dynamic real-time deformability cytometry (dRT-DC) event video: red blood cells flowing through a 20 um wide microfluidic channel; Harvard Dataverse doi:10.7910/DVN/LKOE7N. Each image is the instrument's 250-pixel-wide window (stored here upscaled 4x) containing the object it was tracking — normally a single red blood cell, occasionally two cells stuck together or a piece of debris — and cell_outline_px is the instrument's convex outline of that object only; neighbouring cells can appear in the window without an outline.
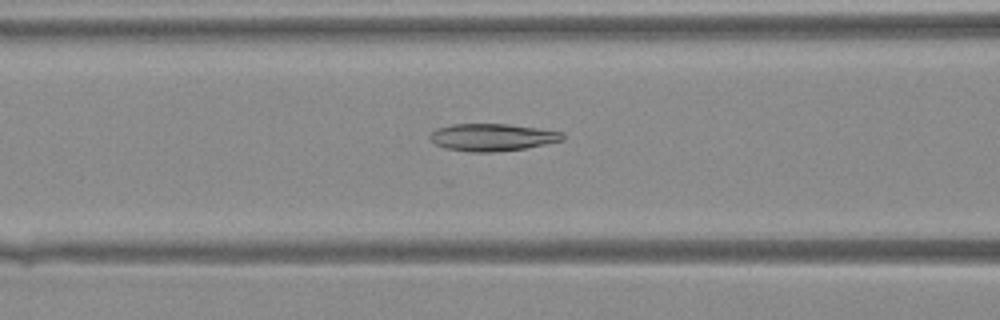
{"species": "Egyptian fruit bat (a non-hibernating species)", "species_latin": "Rousettus aegyptiacus", "temperature_condition": "warm", "stored_images_in_passage": 40, "camera_frame_rate_fps": 3000, "um_per_image_px": 0.085, "animal": {"sex": "female"}, "frame": {"image": 1, "passage_image": 19, "time_ms": 6.0, "image_size_px": [1000, 320], "cell_outline_px": [[564, 140], [524, 148], [492, 152], [472, 152], [448, 148], [436, 144], [428, 136], [436, 128], [452, 124], [508, 124], [564, 132]], "centroid_in_image_um": [41.85, 11.66], "position_along_channel_um": 124.8, "area_um2": 20.87}}
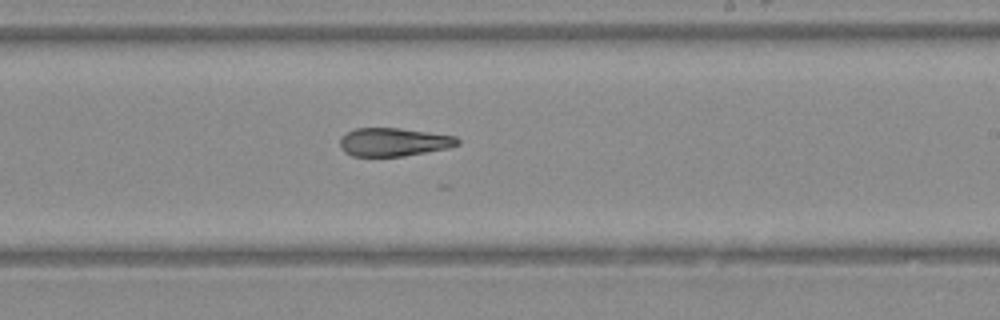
{"frame": {"image": 2, "passage_image": 27, "time_ms": 8.667, "image_size_px": [1000, 320], "cell_outline_px": [[460, 144], [448, 148], [400, 156], [352, 156], [344, 152], [340, 148], [340, 136], [356, 128], [400, 128], [456, 136], [460, 140]], "centroid_in_image_um": [33.44, 12.07], "position_along_channel_um": 255.6, "area_um2": 19.36}}
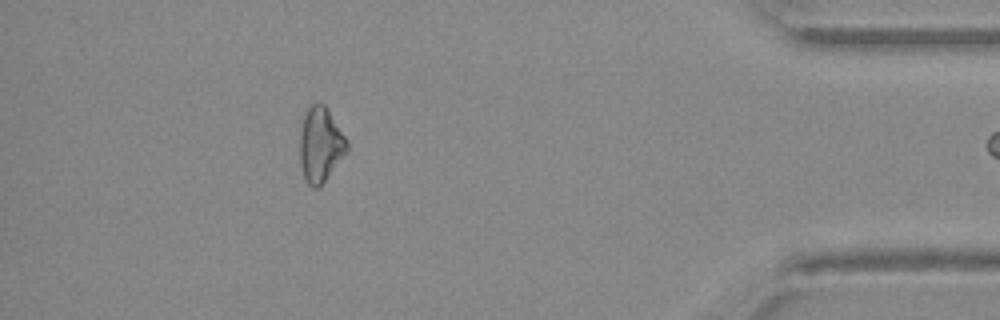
{"frame": {"image": 3, "passage_image": 39, "time_ms": 12.667, "image_size_px": [1000, 320], "cell_outline_px": [[348, 152], [324, 180], [316, 188], [312, 188], [308, 184], [304, 176], [300, 160], [300, 132], [304, 116], [308, 108], [316, 100], [320, 100], [328, 108], [348, 140]], "centroid_in_image_um": [27.26, 12.23], "position_along_channel_um": 407.9, "area_um2": 20.63}}